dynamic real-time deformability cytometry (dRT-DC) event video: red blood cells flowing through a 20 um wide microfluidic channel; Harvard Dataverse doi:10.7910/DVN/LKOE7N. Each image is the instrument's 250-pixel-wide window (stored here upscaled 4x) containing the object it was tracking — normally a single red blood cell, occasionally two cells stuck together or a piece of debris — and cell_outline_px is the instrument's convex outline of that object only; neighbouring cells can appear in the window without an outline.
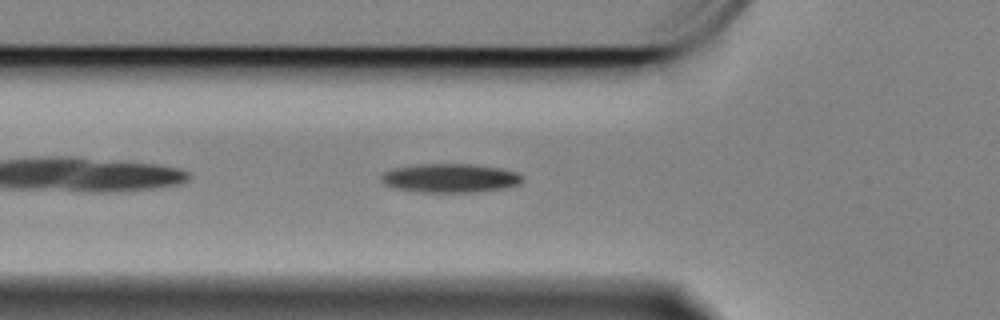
{"species": "Egyptian fruit bat (a non-hibernating species)", "species_latin": "Rousettus aegyptiacus", "temperature_condition": "cold", "stored_images_in_passage": 44, "camera_frame_rate_fps": 3000, "um_per_image_px": 0.085, "animal": {"sex": "female"}, "frame": {"image": 1, "passage_image": 4, "time_ms": 1.0, "image_size_px": [1000, 320], "cell_outline_px": [[520, 184], [504, 188], [472, 192], [420, 192], [392, 188], [384, 184], [380, 180], [380, 176], [384, 172], [392, 168], [416, 164], [472, 164], [496, 168], [516, 172], [520, 176]], "centroid_in_image_um": [38.16, 15.14], "position_along_channel_um": 87.6, "area_um2": 23.64}}
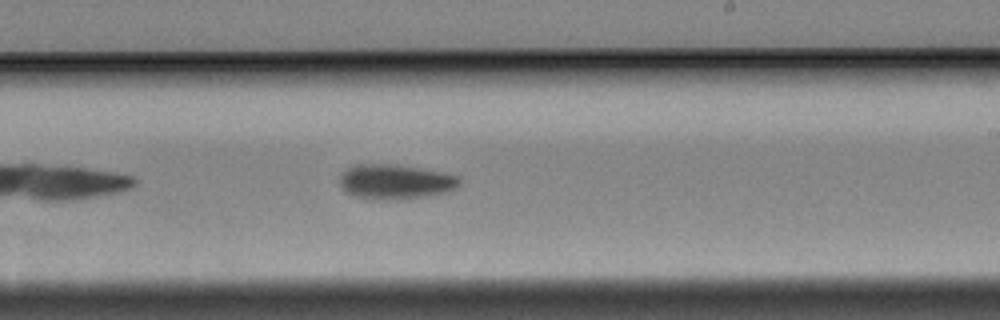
{"frame": {"image": 2, "passage_image": 19, "time_ms": 6.0, "image_size_px": [1000, 320], "cell_outline_px": [[460, 184], [456, 188], [448, 192], [428, 196], [404, 200], [372, 200], [352, 196], [344, 192], [340, 188], [340, 176], [348, 168], [360, 164], [388, 164], [416, 168], [440, 172], [456, 176], [460, 180]], "centroid_in_image_um": [33.56, 15.49], "position_along_channel_um": 255.4, "area_um2": 24.45}}
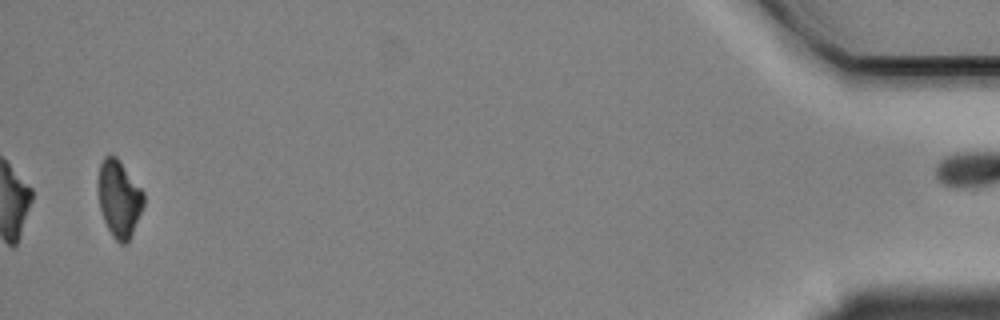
{"frame": {"image": 3, "passage_image": 42, "time_ms": 13.667, "image_size_px": [1000, 320], "cell_outline_px": [[144, 204], [128, 244], [120, 244], [112, 236], [104, 220], [100, 208], [100, 164], [104, 156], [116, 156], [144, 192]], "centroid_in_image_um": [10.16, 16.93], "position_along_channel_um": 425.0, "area_um2": 19.88}, "authors_computed_cell_mechanics": {"area_um2": 22.8888, "velocity_mm_per_s": 3.3435, "shape_relaxation_time_tau1_ms": 4.3652, "shape_relaxation_time_tau2_ms": null, "deformation_change_tau1": 0.135, "deformation_change_tau2": null}}